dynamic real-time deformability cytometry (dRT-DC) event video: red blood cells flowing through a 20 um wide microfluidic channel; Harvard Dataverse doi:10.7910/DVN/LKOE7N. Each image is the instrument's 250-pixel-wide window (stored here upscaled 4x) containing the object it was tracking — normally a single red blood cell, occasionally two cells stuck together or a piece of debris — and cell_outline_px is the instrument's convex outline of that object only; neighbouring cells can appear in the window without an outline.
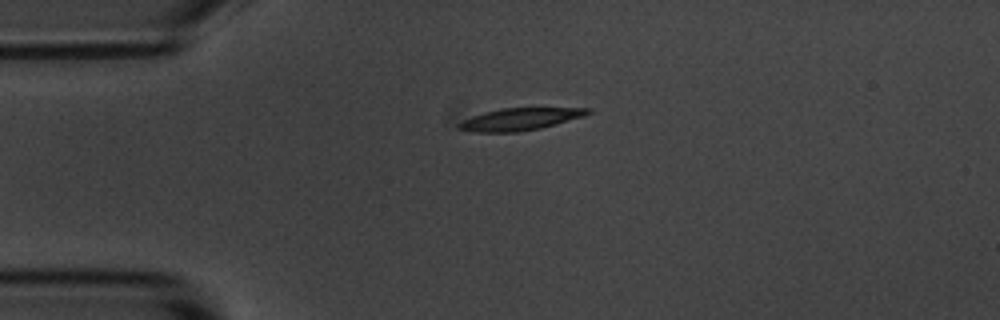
{"species": "common noctule bat (a hibernating species)", "species_latin": "Nyctalus noctula", "temperature_condition": "room temperature", "stored_images_in_passage": 4, "camera_frame_rate_fps": 3000, "um_per_image_px": 0.085, "animal": {"sex": "male", "body_mass_g": 20.1, "forearm_length_mm": 53.5}, "frame": {"image": 1, "passage_image": 1, "time_ms": 0.0, "image_size_px": [1000, 320], "cell_outline_px": [[592, 112], [584, 116], [556, 124], [540, 128], [516, 132], [476, 132], [460, 128], [456, 124], [472, 116], [484, 112], [500, 108], [592, 108]], "centroid_in_image_um": [44.23, 10.12], "position_along_channel_um": 40.8, "area_um2": 16.53}}
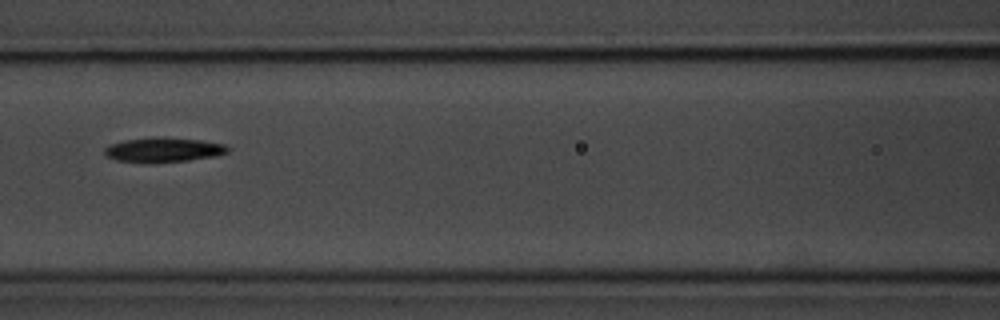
{"frame": {"image": 2, "passage_image": 4, "time_ms": 3.667, "image_size_px": [1000, 320], "cell_outline_px": [[228, 152], [216, 156], [188, 160], [152, 164], [148, 164], [116, 160], [104, 156], [104, 148], [108, 144], [124, 140], [152, 136], [164, 136], [200, 140], [224, 144], [228, 148]], "centroid_in_image_um": [13.81, 12.73], "position_along_channel_um": 152.8, "area_um2": 18.26}}